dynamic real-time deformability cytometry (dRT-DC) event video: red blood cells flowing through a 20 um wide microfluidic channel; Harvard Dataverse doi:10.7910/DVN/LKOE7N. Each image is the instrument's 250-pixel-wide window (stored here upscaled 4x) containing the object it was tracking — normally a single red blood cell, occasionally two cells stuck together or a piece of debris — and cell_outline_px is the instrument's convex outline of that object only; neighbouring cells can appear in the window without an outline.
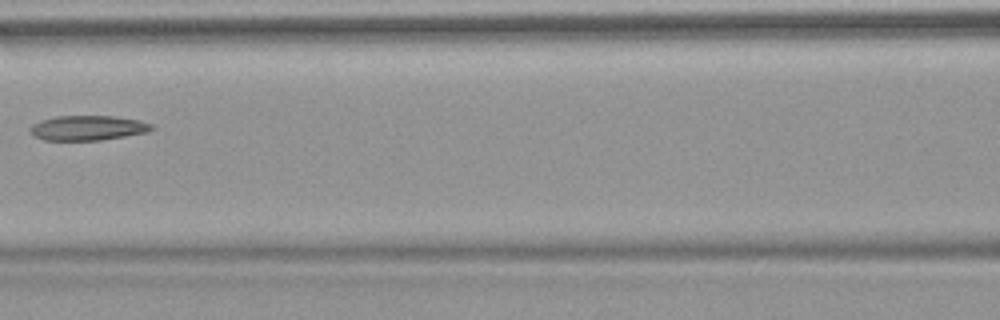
{"species": "common noctule bat (a hibernating species)", "species_latin": "Nyctalus noctula", "temperature_condition": "warm", "stored_images_in_passage": 8, "camera_frame_rate_fps": 3000, "um_per_image_px": 0.085, "animal": {"sex": "female", "body_mass_g": 18.4}, "frame": {"image": 1, "passage_image": 6, "time_ms": 7.333, "image_size_px": [1000, 320], "cell_outline_px": [[156, 128], [148, 132], [100, 140], [44, 140], [36, 136], [28, 128], [32, 124], [40, 120], [56, 116], [112, 116], [140, 120], [152, 124]], "centroid_in_image_um": [7.48, 10.86], "position_along_channel_um": 159.1, "area_um2": 17.57}}